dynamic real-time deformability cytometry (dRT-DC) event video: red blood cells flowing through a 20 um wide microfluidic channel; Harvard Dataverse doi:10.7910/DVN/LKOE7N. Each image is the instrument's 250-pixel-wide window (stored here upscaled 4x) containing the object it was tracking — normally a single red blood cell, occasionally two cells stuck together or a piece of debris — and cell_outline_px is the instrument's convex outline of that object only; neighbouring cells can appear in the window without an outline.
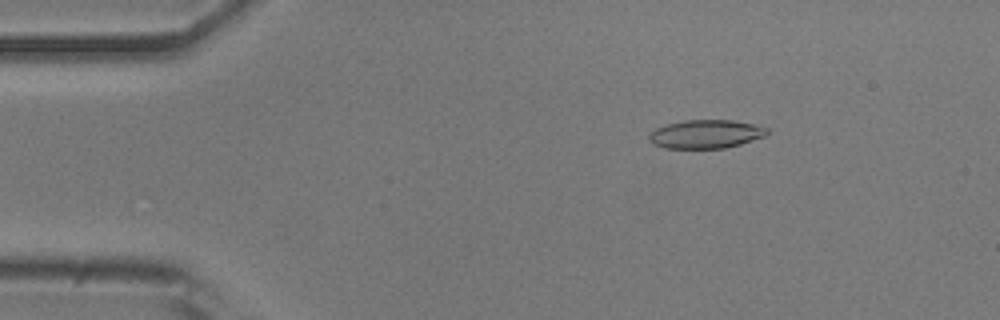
{"species": "common noctule bat (a hibernating species)", "species_latin": "Nyctalus noctula", "temperature_condition": "room temperature", "stored_images_in_passage": 52, "camera_frame_rate_fps": 3000, "um_per_image_px": 0.085, "animal": {"sex": "male", "body_mass_g": 20.5, "forearm_length_mm": 52.5}, "frame": {"image": 1, "passage_image": 8, "time_ms": 2.333, "image_size_px": [1000, 320], "cell_outline_px": [[768, 132], [764, 136], [740, 144], [724, 148], [664, 148], [652, 144], [648, 140], [648, 136], [656, 128], [664, 124], [684, 120], [732, 120], [752, 124], [768, 128]], "centroid_in_image_um": [59.94, 11.39], "position_along_channel_um": 25.1, "area_um2": 19.59}}
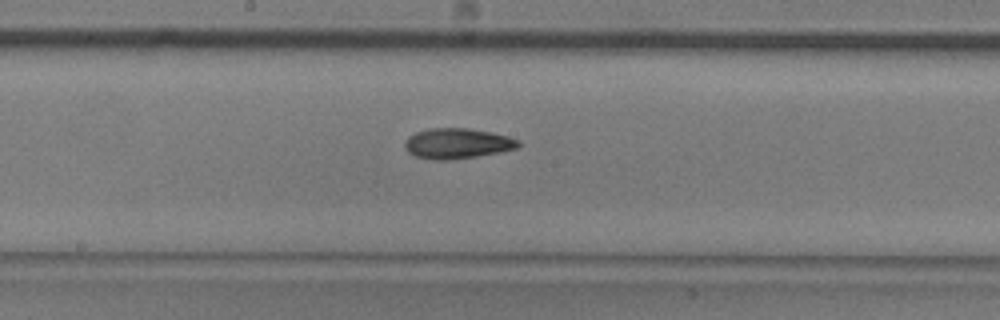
{"frame": {"image": 2, "passage_image": 27, "time_ms": 8.667, "image_size_px": [1000, 320], "cell_outline_px": [[520, 144], [516, 148], [500, 152], [476, 156], [448, 160], [432, 160], [416, 156], [408, 152], [404, 148], [404, 140], [408, 136], [416, 132], [428, 128], [468, 128], [508, 136], [520, 140]], "centroid_in_image_um": [38.82, 12.19], "position_along_channel_um": 209.4, "area_um2": 20.11}}
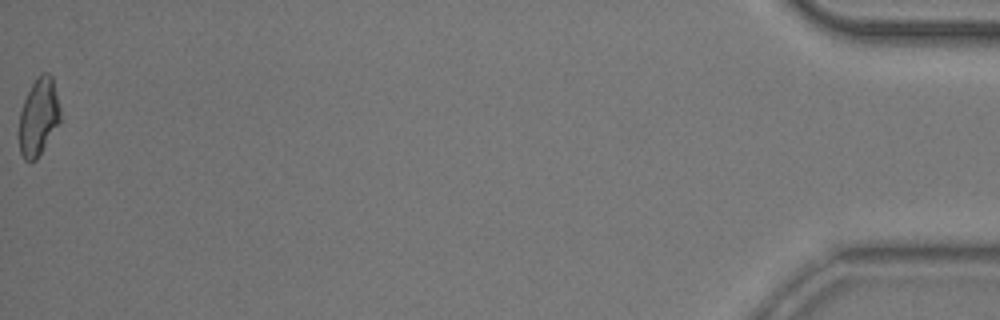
{"frame": {"image": 3, "passage_image": 52, "time_ms": 17.0, "image_size_px": [1000, 320], "cell_outline_px": [[60, 120], [36, 160], [24, 160], [20, 152], [20, 112], [24, 100], [36, 76], [44, 72], [48, 72], [52, 76], [60, 108]], "centroid_in_image_um": [3.28, 9.89], "position_along_channel_um": 431.9, "area_um2": 18.15}, "authors_computed_cell_mechanics": {"area_um2": 19.4208, "velocity_mm_per_s": 3.8981, "shape_relaxation_time_tau1_ms": 8.3416, "shape_relaxation_time_tau2_ms": 5.9276, "deformation_change_tau1": 0.1815, "deformation_change_tau2": 0.1378}}